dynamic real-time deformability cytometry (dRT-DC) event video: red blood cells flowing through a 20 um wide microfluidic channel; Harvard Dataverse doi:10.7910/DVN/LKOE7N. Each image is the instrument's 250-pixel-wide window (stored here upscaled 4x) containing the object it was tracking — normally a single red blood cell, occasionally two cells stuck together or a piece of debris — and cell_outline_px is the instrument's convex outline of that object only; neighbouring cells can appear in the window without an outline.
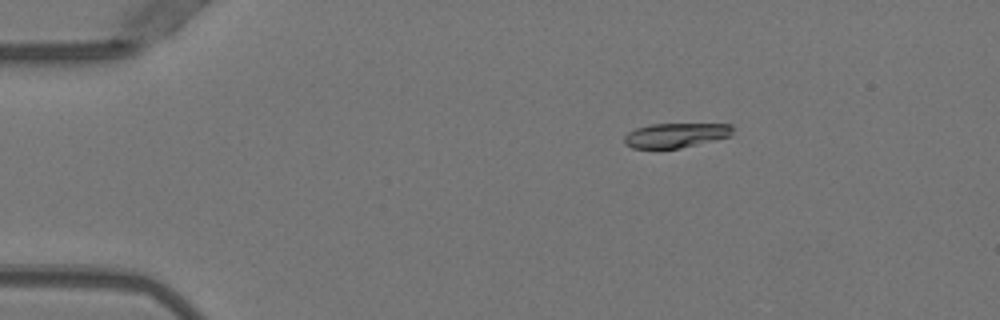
{"species": "Egyptian fruit bat (a non-hibernating species)", "species_latin": "Rousettus aegyptiacus", "temperature_condition": "warm", "stored_images_in_passage": 4, "camera_frame_rate_fps": 3000, "um_per_image_px": 0.085, "animal": {"sex": "female"}, "frame": {"image": 1, "passage_image": 2, "time_ms": 0.333, "image_size_px": [1000, 320], "cell_outline_px": [[732, 136], [680, 148], [632, 148], [624, 144], [624, 136], [628, 132], [636, 128], [652, 124], [732, 124]], "centroid_in_image_um": [57.43, 11.5], "position_along_channel_um": 27.6, "area_um2": 15.49}}